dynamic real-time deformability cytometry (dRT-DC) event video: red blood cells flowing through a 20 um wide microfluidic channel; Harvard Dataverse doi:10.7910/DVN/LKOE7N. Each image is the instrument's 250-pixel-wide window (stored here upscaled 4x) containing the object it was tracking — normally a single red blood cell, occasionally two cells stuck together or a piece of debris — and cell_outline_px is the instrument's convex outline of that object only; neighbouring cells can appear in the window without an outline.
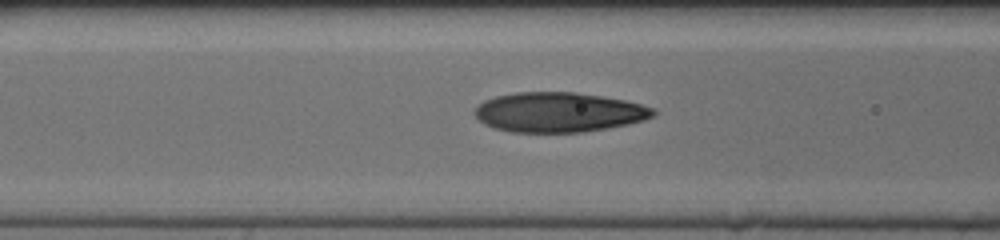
{"species": "human", "species_latin": "Homo sapiens", "temperature_condition": "cold", "stored_images_in_passage": 35, "camera_frame_rate_fps": 3000, "um_per_image_px": 0.085, "donor": {"sex": "female"}, "frame": {"image": 1, "passage_image": 10, "time_ms": 3.0, "image_size_px": [1000, 240], "cell_outline_px": [[656, 112], [652, 116], [644, 120], [628, 124], [608, 128], [584, 132], [512, 132], [496, 128], [484, 124], [472, 112], [484, 100], [496, 96], [516, 92], [576, 92], [624, 100], [640, 104], [652, 108]], "centroid_in_image_um": [47.48, 9.54], "position_along_channel_um": 119.1, "area_um2": 41.21}}
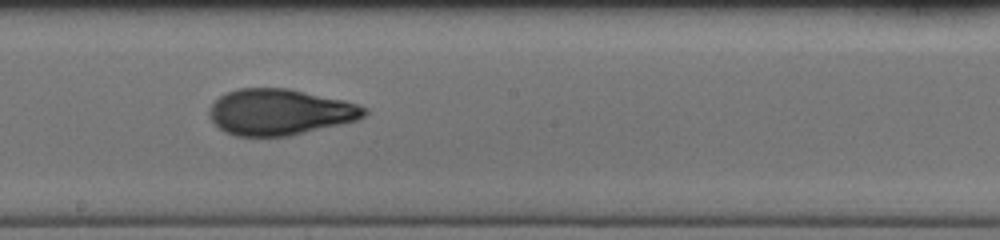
{"frame": {"image": 2, "passage_image": 18, "time_ms": 5.667, "image_size_px": [1000, 240], "cell_outline_px": [[368, 112], [364, 116], [356, 120], [340, 124], [288, 136], [236, 136], [224, 132], [212, 120], [208, 112], [212, 104], [220, 96], [228, 92], [240, 88], [288, 88], [344, 100], [368, 108]], "centroid_in_image_um": [23.79, 9.52], "position_along_channel_um": 224.4, "area_um2": 41.33}}
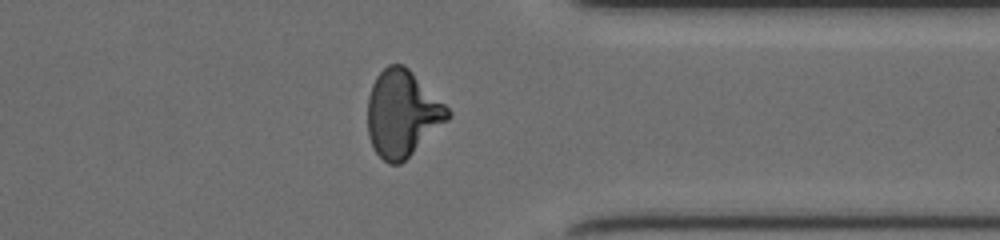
{"frame": {"image": 3, "passage_image": 30, "time_ms": 9.667, "image_size_px": [1000, 240], "cell_outline_px": [[452, 116], [448, 120], [400, 164], [388, 164], [372, 148], [368, 136], [368, 96], [372, 84], [376, 76], [388, 64], [404, 64], [452, 112]], "centroid_in_image_um": [34.17, 9.65], "position_along_channel_um": 377.2, "area_um2": 40.11}}